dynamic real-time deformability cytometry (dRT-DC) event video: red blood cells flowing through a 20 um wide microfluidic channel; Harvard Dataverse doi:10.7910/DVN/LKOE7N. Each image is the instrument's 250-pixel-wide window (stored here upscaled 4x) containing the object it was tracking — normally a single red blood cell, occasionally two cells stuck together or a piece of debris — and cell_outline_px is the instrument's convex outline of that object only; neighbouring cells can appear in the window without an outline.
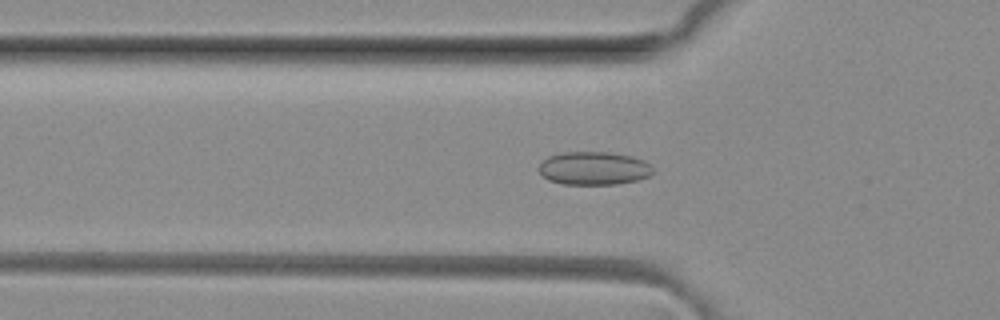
{"species": "common noctule bat (a hibernating species)", "species_latin": "Nyctalus noctula", "temperature_condition": "room temperature", "stored_images_in_passage": 42, "camera_frame_rate_fps": 3000, "um_per_image_px": 0.085, "animal": {"sex": "female", "body_mass_g": 29.2, "forearm_length_mm": 56.3}, "frame": {"image": 1, "passage_image": 15, "time_ms": 4.667, "image_size_px": [1000, 320], "cell_outline_px": [[652, 172], [648, 176], [636, 180], [616, 184], [564, 184], [548, 180], [536, 168], [548, 156], [564, 152], [608, 152], [632, 156], [644, 160], [652, 168]], "centroid_in_image_um": [50.44, 14.3], "position_along_channel_um": 75.4, "area_um2": 21.96}}
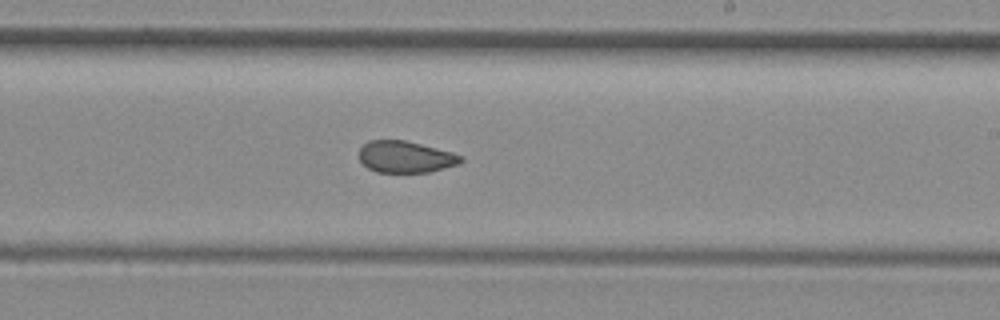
{"frame": {"image": 2, "passage_image": 28, "time_ms": 9.0, "image_size_px": [1000, 320], "cell_outline_px": [[464, 160], [460, 164], [428, 172], [376, 172], [368, 168], [360, 160], [360, 148], [368, 140], [404, 140], [452, 152], [460, 156]], "centroid_in_image_um": [34.46, 13.33], "position_along_channel_um": 254.5, "area_um2": 18.61}}
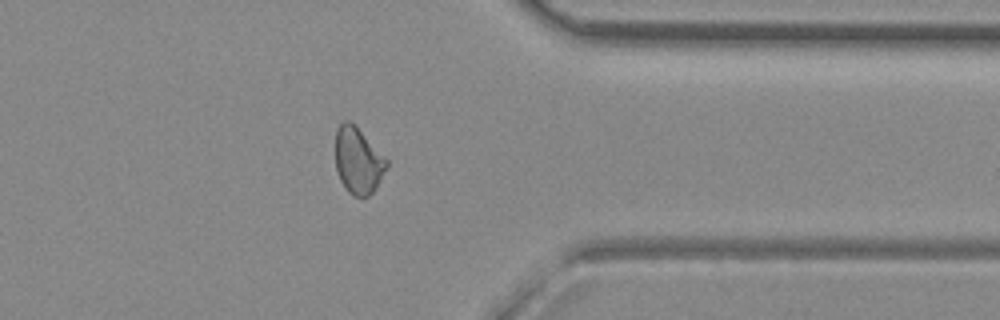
{"frame": {"image": 3, "passage_image": 38, "time_ms": 12.333, "image_size_px": [1000, 320], "cell_outline_px": [[388, 164], [372, 192], [368, 196], [352, 196], [344, 188], [340, 180], [336, 168], [336, 128], [344, 120], [348, 120], [388, 160]], "centroid_in_image_um": [30.4, 13.68], "position_along_channel_um": 381.0, "area_um2": 19.19}}